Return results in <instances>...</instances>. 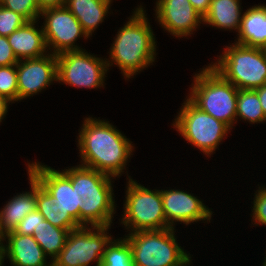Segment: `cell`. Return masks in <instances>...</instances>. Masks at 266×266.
Returning <instances> with one entry per match:
<instances>
[{
    "label": "cell",
    "instance_id": "5bb4252c",
    "mask_svg": "<svg viewBox=\"0 0 266 266\" xmlns=\"http://www.w3.org/2000/svg\"><path fill=\"white\" fill-rule=\"evenodd\" d=\"M156 15L161 26L176 37H186L196 30L203 17L189 0H158Z\"/></svg>",
    "mask_w": 266,
    "mask_h": 266
},
{
    "label": "cell",
    "instance_id": "277c9868",
    "mask_svg": "<svg viewBox=\"0 0 266 266\" xmlns=\"http://www.w3.org/2000/svg\"><path fill=\"white\" fill-rule=\"evenodd\" d=\"M194 79L188 99L200 110L232 129L236 122L238 89L210 65L195 74Z\"/></svg>",
    "mask_w": 266,
    "mask_h": 266
},
{
    "label": "cell",
    "instance_id": "ffe728a7",
    "mask_svg": "<svg viewBox=\"0 0 266 266\" xmlns=\"http://www.w3.org/2000/svg\"><path fill=\"white\" fill-rule=\"evenodd\" d=\"M112 0H66L65 7L80 22L89 37L102 23ZM98 25V26H97Z\"/></svg>",
    "mask_w": 266,
    "mask_h": 266
},
{
    "label": "cell",
    "instance_id": "ac0fdd59",
    "mask_svg": "<svg viewBox=\"0 0 266 266\" xmlns=\"http://www.w3.org/2000/svg\"><path fill=\"white\" fill-rule=\"evenodd\" d=\"M31 191L16 195L0 211V236L15 231L30 212L36 210V179L28 172Z\"/></svg>",
    "mask_w": 266,
    "mask_h": 266
},
{
    "label": "cell",
    "instance_id": "4fadbf2b",
    "mask_svg": "<svg viewBox=\"0 0 266 266\" xmlns=\"http://www.w3.org/2000/svg\"><path fill=\"white\" fill-rule=\"evenodd\" d=\"M28 172L53 196V203L68 212L79 224V207H76L71 179L63 171L59 172L39 162L28 164Z\"/></svg>",
    "mask_w": 266,
    "mask_h": 266
},
{
    "label": "cell",
    "instance_id": "6da1fadb",
    "mask_svg": "<svg viewBox=\"0 0 266 266\" xmlns=\"http://www.w3.org/2000/svg\"><path fill=\"white\" fill-rule=\"evenodd\" d=\"M81 166L99 171L110 177H119L133 145L108 121L86 118L79 133ZM120 174V175H119Z\"/></svg>",
    "mask_w": 266,
    "mask_h": 266
},
{
    "label": "cell",
    "instance_id": "2e32d148",
    "mask_svg": "<svg viewBox=\"0 0 266 266\" xmlns=\"http://www.w3.org/2000/svg\"><path fill=\"white\" fill-rule=\"evenodd\" d=\"M7 239L5 256L9 258L12 266H52L46 265V254L38 242L31 235L10 232L2 237Z\"/></svg>",
    "mask_w": 266,
    "mask_h": 266
},
{
    "label": "cell",
    "instance_id": "e575fe53",
    "mask_svg": "<svg viewBox=\"0 0 266 266\" xmlns=\"http://www.w3.org/2000/svg\"><path fill=\"white\" fill-rule=\"evenodd\" d=\"M10 102L11 101H9L7 98L0 95V122H1V120H3L5 114H7L8 103H10Z\"/></svg>",
    "mask_w": 266,
    "mask_h": 266
},
{
    "label": "cell",
    "instance_id": "1f68e13d",
    "mask_svg": "<svg viewBox=\"0 0 266 266\" xmlns=\"http://www.w3.org/2000/svg\"><path fill=\"white\" fill-rule=\"evenodd\" d=\"M194 9L204 18L210 8L211 0H189Z\"/></svg>",
    "mask_w": 266,
    "mask_h": 266
},
{
    "label": "cell",
    "instance_id": "e0dca14e",
    "mask_svg": "<svg viewBox=\"0 0 266 266\" xmlns=\"http://www.w3.org/2000/svg\"><path fill=\"white\" fill-rule=\"evenodd\" d=\"M37 21H27L19 29L13 31L7 40L18 60L45 56L47 44L43 29H36Z\"/></svg>",
    "mask_w": 266,
    "mask_h": 266
},
{
    "label": "cell",
    "instance_id": "603a6c76",
    "mask_svg": "<svg viewBox=\"0 0 266 266\" xmlns=\"http://www.w3.org/2000/svg\"><path fill=\"white\" fill-rule=\"evenodd\" d=\"M68 233L67 229L54 226L47 220H44L40 221L37 234H34L33 237L44 253L51 256L52 261H54L63 249Z\"/></svg>",
    "mask_w": 266,
    "mask_h": 266
},
{
    "label": "cell",
    "instance_id": "9c48e42d",
    "mask_svg": "<svg viewBox=\"0 0 266 266\" xmlns=\"http://www.w3.org/2000/svg\"><path fill=\"white\" fill-rule=\"evenodd\" d=\"M109 228L110 226H94L91 230L87 226H81L71 230L63 249L52 261V266H88L94 260H97L96 266H100L105 247L112 239L107 235Z\"/></svg>",
    "mask_w": 266,
    "mask_h": 266
},
{
    "label": "cell",
    "instance_id": "3957f363",
    "mask_svg": "<svg viewBox=\"0 0 266 266\" xmlns=\"http://www.w3.org/2000/svg\"><path fill=\"white\" fill-rule=\"evenodd\" d=\"M155 37L142 7L136 8L129 21L118 31L110 51L108 69L117 64L126 78L154 62ZM112 63V64H110Z\"/></svg>",
    "mask_w": 266,
    "mask_h": 266
},
{
    "label": "cell",
    "instance_id": "7402d4cb",
    "mask_svg": "<svg viewBox=\"0 0 266 266\" xmlns=\"http://www.w3.org/2000/svg\"><path fill=\"white\" fill-rule=\"evenodd\" d=\"M36 209L52 225L71 230L81 226L62 210L59 205L53 203V196L36 180Z\"/></svg>",
    "mask_w": 266,
    "mask_h": 266
},
{
    "label": "cell",
    "instance_id": "9a60e30c",
    "mask_svg": "<svg viewBox=\"0 0 266 266\" xmlns=\"http://www.w3.org/2000/svg\"><path fill=\"white\" fill-rule=\"evenodd\" d=\"M163 211L167 224L174 228V222H183L186 225L207 220L210 222L212 211L195 196L180 190H161Z\"/></svg>",
    "mask_w": 266,
    "mask_h": 266
},
{
    "label": "cell",
    "instance_id": "f546056e",
    "mask_svg": "<svg viewBox=\"0 0 266 266\" xmlns=\"http://www.w3.org/2000/svg\"><path fill=\"white\" fill-rule=\"evenodd\" d=\"M259 189L253 201V220L258 225H266V188L259 187Z\"/></svg>",
    "mask_w": 266,
    "mask_h": 266
},
{
    "label": "cell",
    "instance_id": "836d02e7",
    "mask_svg": "<svg viewBox=\"0 0 266 266\" xmlns=\"http://www.w3.org/2000/svg\"><path fill=\"white\" fill-rule=\"evenodd\" d=\"M257 91L259 100H260V104L263 108L264 111V115L266 117V84L255 89Z\"/></svg>",
    "mask_w": 266,
    "mask_h": 266
},
{
    "label": "cell",
    "instance_id": "8992f818",
    "mask_svg": "<svg viewBox=\"0 0 266 266\" xmlns=\"http://www.w3.org/2000/svg\"><path fill=\"white\" fill-rule=\"evenodd\" d=\"M217 60L210 66L238 90H255L266 84V56L262 48L233 43Z\"/></svg>",
    "mask_w": 266,
    "mask_h": 266
},
{
    "label": "cell",
    "instance_id": "7c38bea8",
    "mask_svg": "<svg viewBox=\"0 0 266 266\" xmlns=\"http://www.w3.org/2000/svg\"><path fill=\"white\" fill-rule=\"evenodd\" d=\"M24 60H19L16 64L18 101L33 96L54 80L57 81L56 55L50 53L39 58Z\"/></svg>",
    "mask_w": 266,
    "mask_h": 266
},
{
    "label": "cell",
    "instance_id": "4316f807",
    "mask_svg": "<svg viewBox=\"0 0 266 266\" xmlns=\"http://www.w3.org/2000/svg\"><path fill=\"white\" fill-rule=\"evenodd\" d=\"M0 5L23 16L27 21L37 20L41 13L37 0H0Z\"/></svg>",
    "mask_w": 266,
    "mask_h": 266
},
{
    "label": "cell",
    "instance_id": "8fae6325",
    "mask_svg": "<svg viewBox=\"0 0 266 266\" xmlns=\"http://www.w3.org/2000/svg\"><path fill=\"white\" fill-rule=\"evenodd\" d=\"M40 15L45 18V24L41 28H43L47 48L48 46L49 50L52 46V49L55 48L52 54L83 50L74 45L75 41L80 36L85 39L88 36L83 31L80 22L65 6L43 9Z\"/></svg>",
    "mask_w": 266,
    "mask_h": 266
},
{
    "label": "cell",
    "instance_id": "30bf717a",
    "mask_svg": "<svg viewBox=\"0 0 266 266\" xmlns=\"http://www.w3.org/2000/svg\"><path fill=\"white\" fill-rule=\"evenodd\" d=\"M57 81L77 88L103 87L107 73V59L103 60L85 50L66 51L56 55Z\"/></svg>",
    "mask_w": 266,
    "mask_h": 266
},
{
    "label": "cell",
    "instance_id": "484cf974",
    "mask_svg": "<svg viewBox=\"0 0 266 266\" xmlns=\"http://www.w3.org/2000/svg\"><path fill=\"white\" fill-rule=\"evenodd\" d=\"M0 95L9 101H18L16 65L0 66Z\"/></svg>",
    "mask_w": 266,
    "mask_h": 266
},
{
    "label": "cell",
    "instance_id": "d6986e66",
    "mask_svg": "<svg viewBox=\"0 0 266 266\" xmlns=\"http://www.w3.org/2000/svg\"><path fill=\"white\" fill-rule=\"evenodd\" d=\"M237 44L247 47L266 46V6H252L242 15Z\"/></svg>",
    "mask_w": 266,
    "mask_h": 266
},
{
    "label": "cell",
    "instance_id": "52a82bcc",
    "mask_svg": "<svg viewBox=\"0 0 266 266\" xmlns=\"http://www.w3.org/2000/svg\"><path fill=\"white\" fill-rule=\"evenodd\" d=\"M122 223L132 232L170 228L163 211L161 190H149L128 177ZM133 228V229H132Z\"/></svg>",
    "mask_w": 266,
    "mask_h": 266
},
{
    "label": "cell",
    "instance_id": "44dd1931",
    "mask_svg": "<svg viewBox=\"0 0 266 266\" xmlns=\"http://www.w3.org/2000/svg\"><path fill=\"white\" fill-rule=\"evenodd\" d=\"M240 9V0H211L203 23L220 29H237L239 32L242 20Z\"/></svg>",
    "mask_w": 266,
    "mask_h": 266
},
{
    "label": "cell",
    "instance_id": "8d00e7d4",
    "mask_svg": "<svg viewBox=\"0 0 266 266\" xmlns=\"http://www.w3.org/2000/svg\"><path fill=\"white\" fill-rule=\"evenodd\" d=\"M263 51H264L265 56H266V46L263 48Z\"/></svg>",
    "mask_w": 266,
    "mask_h": 266
},
{
    "label": "cell",
    "instance_id": "ba28073f",
    "mask_svg": "<svg viewBox=\"0 0 266 266\" xmlns=\"http://www.w3.org/2000/svg\"><path fill=\"white\" fill-rule=\"evenodd\" d=\"M183 104L173 126L186 141L207 156L211 155L228 130L230 131V127L200 110L188 98Z\"/></svg>",
    "mask_w": 266,
    "mask_h": 266
},
{
    "label": "cell",
    "instance_id": "f1b7e54d",
    "mask_svg": "<svg viewBox=\"0 0 266 266\" xmlns=\"http://www.w3.org/2000/svg\"><path fill=\"white\" fill-rule=\"evenodd\" d=\"M45 218L41 213L36 209L29 214H27L22 221L18 224V227L15 229V233L23 235L37 234V228L40 225V221H44Z\"/></svg>",
    "mask_w": 266,
    "mask_h": 266
},
{
    "label": "cell",
    "instance_id": "5b68a950",
    "mask_svg": "<svg viewBox=\"0 0 266 266\" xmlns=\"http://www.w3.org/2000/svg\"><path fill=\"white\" fill-rule=\"evenodd\" d=\"M134 266H187L190 255L176 242L174 228L129 232Z\"/></svg>",
    "mask_w": 266,
    "mask_h": 266
},
{
    "label": "cell",
    "instance_id": "4dcf8cb0",
    "mask_svg": "<svg viewBox=\"0 0 266 266\" xmlns=\"http://www.w3.org/2000/svg\"><path fill=\"white\" fill-rule=\"evenodd\" d=\"M19 62L6 36H0V66L16 65Z\"/></svg>",
    "mask_w": 266,
    "mask_h": 266
},
{
    "label": "cell",
    "instance_id": "cb8c5ba5",
    "mask_svg": "<svg viewBox=\"0 0 266 266\" xmlns=\"http://www.w3.org/2000/svg\"><path fill=\"white\" fill-rule=\"evenodd\" d=\"M239 116L245 121L259 123L266 121L263 108L256 90L239 89L237 94L236 118Z\"/></svg>",
    "mask_w": 266,
    "mask_h": 266
},
{
    "label": "cell",
    "instance_id": "83f0119b",
    "mask_svg": "<svg viewBox=\"0 0 266 266\" xmlns=\"http://www.w3.org/2000/svg\"><path fill=\"white\" fill-rule=\"evenodd\" d=\"M26 22L27 20L23 16L0 5V36L8 37Z\"/></svg>",
    "mask_w": 266,
    "mask_h": 266
},
{
    "label": "cell",
    "instance_id": "d6a6232c",
    "mask_svg": "<svg viewBox=\"0 0 266 266\" xmlns=\"http://www.w3.org/2000/svg\"><path fill=\"white\" fill-rule=\"evenodd\" d=\"M40 10L65 6L66 0H37Z\"/></svg>",
    "mask_w": 266,
    "mask_h": 266
},
{
    "label": "cell",
    "instance_id": "7a4b0ae2",
    "mask_svg": "<svg viewBox=\"0 0 266 266\" xmlns=\"http://www.w3.org/2000/svg\"><path fill=\"white\" fill-rule=\"evenodd\" d=\"M63 172L71 179L72 188L75 189L79 225L110 226L116 208L112 177L81 165Z\"/></svg>",
    "mask_w": 266,
    "mask_h": 266
},
{
    "label": "cell",
    "instance_id": "d590c367",
    "mask_svg": "<svg viewBox=\"0 0 266 266\" xmlns=\"http://www.w3.org/2000/svg\"><path fill=\"white\" fill-rule=\"evenodd\" d=\"M3 239L0 240V266L3 265L4 257H5V247L2 243Z\"/></svg>",
    "mask_w": 266,
    "mask_h": 266
},
{
    "label": "cell",
    "instance_id": "d4e9b609",
    "mask_svg": "<svg viewBox=\"0 0 266 266\" xmlns=\"http://www.w3.org/2000/svg\"><path fill=\"white\" fill-rule=\"evenodd\" d=\"M100 266H134L128 240L111 239L105 247Z\"/></svg>",
    "mask_w": 266,
    "mask_h": 266
}]
</instances>
